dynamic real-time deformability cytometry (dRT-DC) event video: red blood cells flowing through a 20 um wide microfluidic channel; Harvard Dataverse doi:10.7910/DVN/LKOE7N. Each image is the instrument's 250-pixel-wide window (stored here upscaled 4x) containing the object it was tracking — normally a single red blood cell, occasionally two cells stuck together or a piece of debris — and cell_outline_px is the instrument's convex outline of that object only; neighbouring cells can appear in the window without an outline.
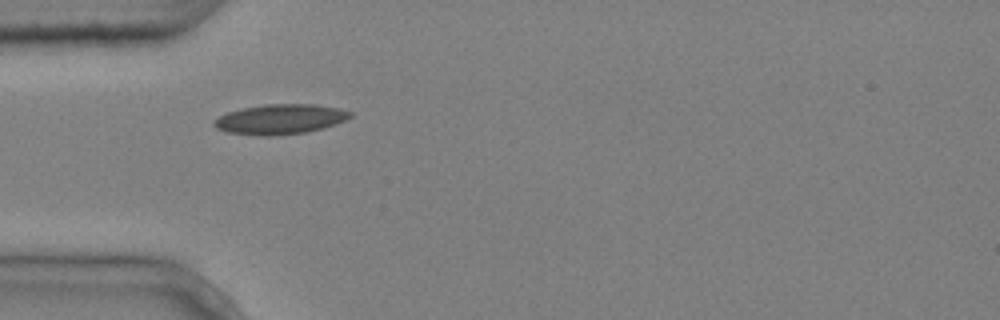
{"species": "common noctule bat (a hibernating species)", "species_latin": "Nyctalus noctula", "temperature_condition": "cold", "stored_images_in_passage": 3, "camera_frame_rate_fps": 3000, "um_per_image_px": 0.085, "animal": {"sex": "male", "body_mass_g": 20.4}, "frame": {"image": 1, "passage_image": 1, "time_ms": 0.0, "image_size_px": [1000, 320], "cell_outline_px": [[352, 116], [336, 124], [324, 128], [308, 132], [268, 136], [264, 136], [224, 132], [216, 128], [212, 124], [212, 120], [228, 112], [244, 108], [264, 104], [312, 104], [340, 108], [352, 112]], "centroid_in_image_um": [23.8, 10.14], "position_along_channel_um": 61.2, "area_um2": 23.87}}